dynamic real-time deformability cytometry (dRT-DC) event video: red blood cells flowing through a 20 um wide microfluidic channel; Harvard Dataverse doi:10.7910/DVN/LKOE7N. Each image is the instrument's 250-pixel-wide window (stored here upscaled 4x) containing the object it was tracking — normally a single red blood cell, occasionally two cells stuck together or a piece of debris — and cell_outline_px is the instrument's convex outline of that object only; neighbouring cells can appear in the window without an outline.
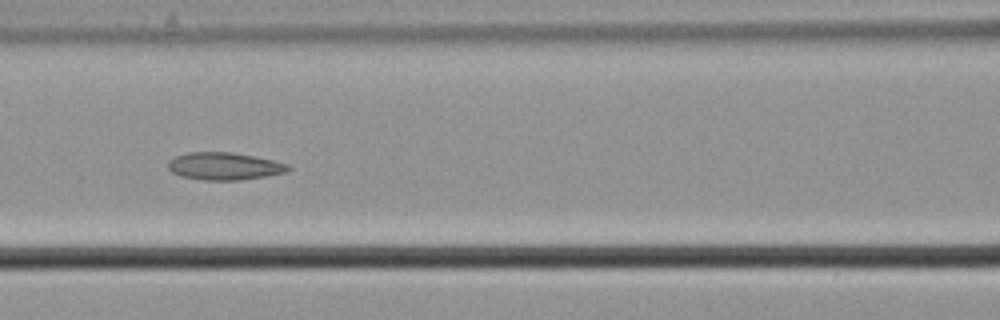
{"species": "common noctule bat (a hibernating species)", "species_latin": "Nyctalus noctula", "temperature_condition": "cold", "stored_images_in_passage": 7, "camera_frame_rate_fps": 3000, "um_per_image_px": 0.085, "animal": {"sex": "male", "body_mass_g": 21.5, "forearm_length_mm": 52.0}, "frame": {"image": 1, "passage_image": 6, "time_ms": 1.667, "image_size_px": [1000, 320], "cell_outline_px": [[292, 168], [288, 172], [264, 176], [236, 180], [204, 180], [180, 176], [172, 172], [168, 168], [168, 160], [176, 156], [188, 152], [232, 152], [272, 160], [288, 164]], "centroid_in_image_um": [19.05, 14.12], "position_along_channel_um": 147.6, "area_um2": 19.13}}
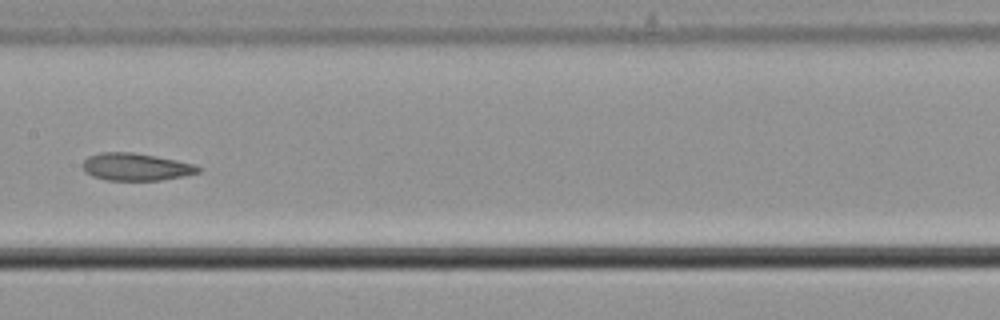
{"frame": {"image": 2, "passage_image": 7, "time_ms": 2.0, "image_size_px": [1000, 320], "cell_outline_px": [[204, 168], [200, 172], [160, 180], [104, 180], [92, 176], [84, 172], [80, 164], [88, 156], [100, 152], [132, 152], [156, 156], [196, 164]], "centroid_in_image_um": [11.52, 14.18], "position_along_channel_um": 195.9, "area_um2": 18.67}}